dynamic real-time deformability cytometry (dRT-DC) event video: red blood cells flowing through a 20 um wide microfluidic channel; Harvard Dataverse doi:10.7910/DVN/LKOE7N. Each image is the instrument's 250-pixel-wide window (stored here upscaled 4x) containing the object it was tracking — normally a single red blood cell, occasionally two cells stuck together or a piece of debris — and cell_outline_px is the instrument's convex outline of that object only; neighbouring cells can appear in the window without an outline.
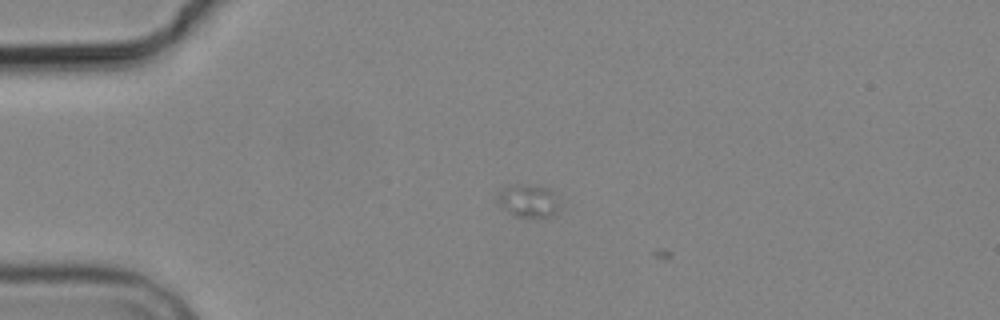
{"species": "common noctule bat (a hibernating species)", "species_latin": "Nyctalus noctula", "temperature_condition": "cold", "stored_images_in_passage": 3, "camera_frame_rate_fps": 3000, "um_per_image_px": 0.085, "animal": {"sex": "male", "body_mass_g": 19.2, "forearm_length_mm": 51.8}, "frame": {"image": 1, "passage_image": 2, "time_ms": 2.0, "image_size_px": [1000, 320], "cell_outline_px": [[560, 204], [556, 212], [552, 216], [516, 216], [504, 208], [492, 196], [504, 184], [528, 184], [552, 188]], "centroid_in_image_um": [44.85, 16.99], "position_along_channel_um": 40.2, "area_um2": 12.31}}